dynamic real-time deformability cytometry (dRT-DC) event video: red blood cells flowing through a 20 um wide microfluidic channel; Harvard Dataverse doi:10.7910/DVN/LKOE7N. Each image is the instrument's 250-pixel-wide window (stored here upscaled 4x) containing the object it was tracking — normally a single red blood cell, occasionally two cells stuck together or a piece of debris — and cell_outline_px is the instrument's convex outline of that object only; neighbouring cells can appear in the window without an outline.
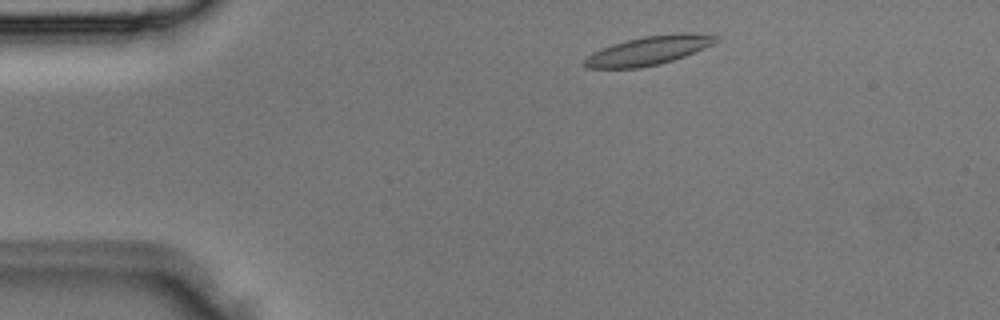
{"species": "Egyptian fruit bat (a non-hibernating species)", "species_latin": "Rousettus aegyptiacus", "temperature_condition": "room temperature", "stored_images_in_passage": 2, "camera_frame_rate_fps": 3000, "um_per_image_px": 0.085, "animal": {"sex": "male"}, "frame": {"image": 1, "passage_image": 2, "time_ms": 0.333, "image_size_px": [1000, 320], "cell_outline_px": [[720, 40], [716, 44], [684, 56], [660, 64], [640, 68], [584, 68], [580, 64], [592, 52], [612, 44], [644, 36], [680, 32], [684, 32], [720, 36]], "centroid_in_image_um": [55.15, 4.29], "position_along_channel_um": 29.9, "area_um2": 22.31}}